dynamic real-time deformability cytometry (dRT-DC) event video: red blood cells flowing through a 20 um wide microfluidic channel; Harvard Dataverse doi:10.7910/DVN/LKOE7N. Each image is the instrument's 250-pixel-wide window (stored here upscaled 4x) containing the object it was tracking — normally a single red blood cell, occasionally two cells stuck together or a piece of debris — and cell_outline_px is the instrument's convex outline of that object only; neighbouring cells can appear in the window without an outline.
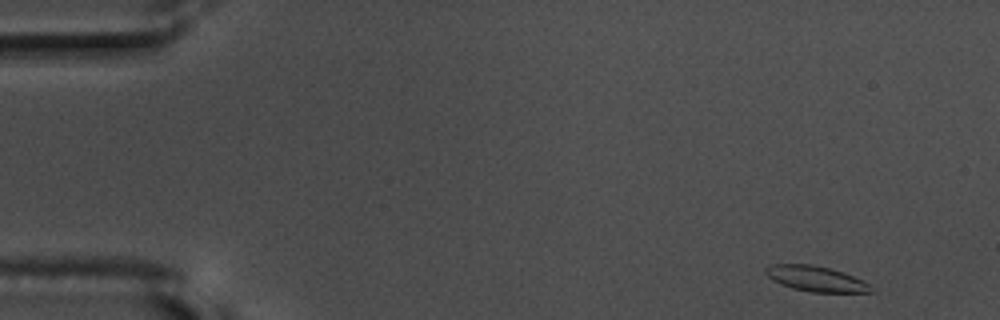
{"species": "common noctule bat (a hibernating species)", "species_latin": "Nyctalus noctula", "temperature_condition": "warm", "stored_images_in_passage": 49, "camera_frame_rate_fps": 3000, "um_per_image_px": 0.085, "animal": {"sex": "male", "body_mass_g": 17.5, "forearm_length_mm": 52.3}, "frame": {"image": 1, "passage_image": 1, "time_ms": 0.0, "image_size_px": [1000, 320], "cell_outline_px": [[876, 292], [812, 292], [792, 288], [780, 284], [772, 280], [764, 272], [764, 268], [772, 264], [812, 264], [844, 272], [868, 284]], "centroid_in_image_um": [69.31, 23.69], "position_along_channel_um": 15.7, "area_um2": 15.49}}
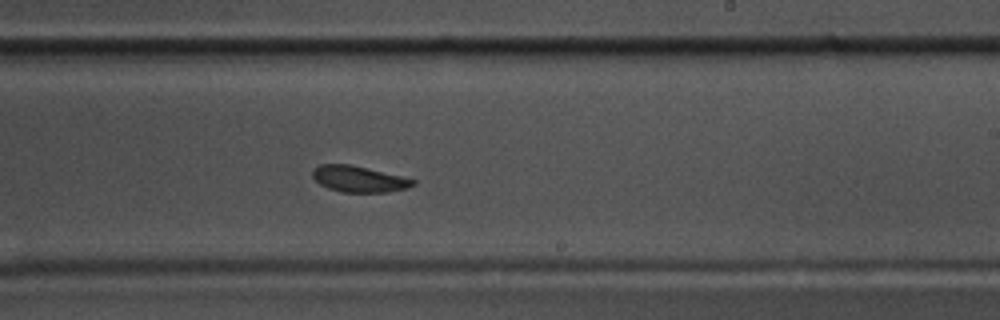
{"frame": {"image": 2, "passage_image": 31, "time_ms": 10.0, "image_size_px": [1000, 320], "cell_outline_px": [[416, 184], [408, 188], [388, 192], [340, 192], [328, 188], [320, 184], [312, 176], [312, 172], [320, 164], [348, 164], [368, 168], [416, 180]], "centroid_in_image_um": [30.52, 15.22], "position_along_channel_um": 258.5, "area_um2": 15.2}}
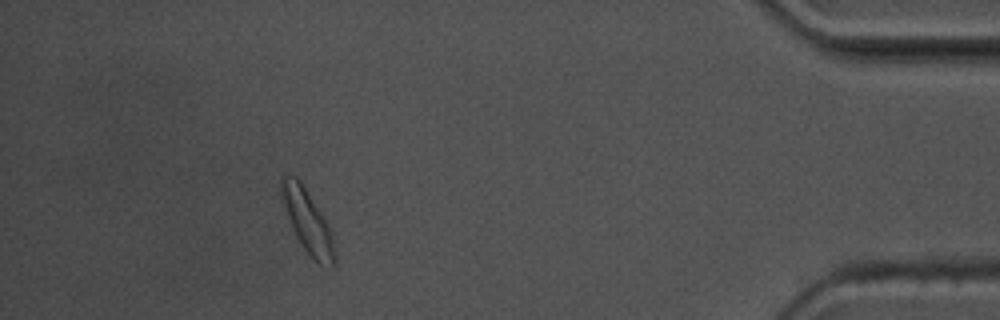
{"frame": {"image": 3, "passage_image": 48, "time_ms": 15.667, "image_size_px": [1000, 320], "cell_outline_px": [[336, 264], [332, 268], [316, 264], [312, 260], [296, 236], [292, 228], [280, 196], [280, 176], [296, 176], [300, 180], [320, 212], [332, 232], [336, 252]], "centroid_in_image_um": [26.16, 18.88], "position_along_channel_um": 409.0, "area_um2": 19.71}, "authors_computed_cell_mechanics": {"area_um2": 15.9528, "velocity_mm_per_s": 3.6183, "shape_relaxation_time_tau1_ms": 2.2002, "shape_relaxation_time_tau2_ms": 2.9853, "deformation_change_tau1": 0.1187, "deformation_change_tau2": 0.0946}}